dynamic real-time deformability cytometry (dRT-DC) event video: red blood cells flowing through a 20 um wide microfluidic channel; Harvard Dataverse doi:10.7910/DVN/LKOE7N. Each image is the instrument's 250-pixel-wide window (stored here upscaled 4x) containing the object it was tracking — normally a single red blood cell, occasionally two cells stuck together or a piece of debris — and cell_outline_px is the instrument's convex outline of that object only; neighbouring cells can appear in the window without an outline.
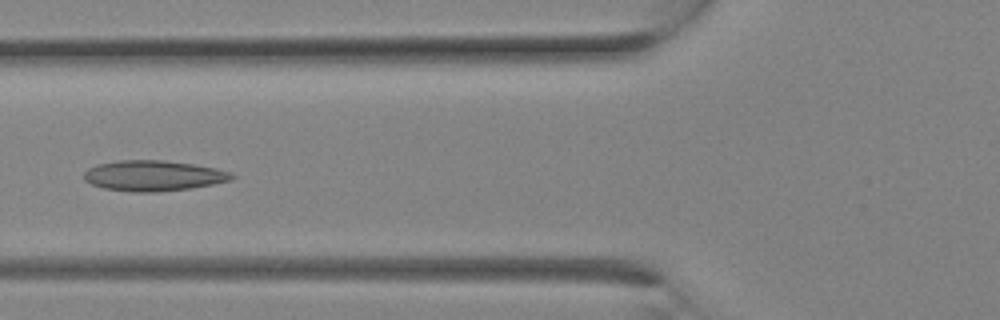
{"species": "Egyptian fruit bat (a non-hibernating species)", "species_latin": "Rousettus aegyptiacus", "temperature_condition": "room temperature", "stored_images_in_passage": 10, "camera_frame_rate_fps": 3000, "um_per_image_px": 0.085, "animal": {"sex": "female"}, "frame": {"image": 1, "passage_image": 9, "time_ms": 2.667, "image_size_px": [1000, 320], "cell_outline_px": [[236, 176], [232, 180], [192, 188], [156, 192], [136, 192], [104, 188], [92, 184], [84, 180], [84, 172], [88, 168], [96, 164], [120, 160], [164, 160], [196, 164], [216, 168], [232, 172]], "centroid_in_image_um": [13.07, 14.92], "position_along_channel_um": 112.7, "area_um2": 26.47}}